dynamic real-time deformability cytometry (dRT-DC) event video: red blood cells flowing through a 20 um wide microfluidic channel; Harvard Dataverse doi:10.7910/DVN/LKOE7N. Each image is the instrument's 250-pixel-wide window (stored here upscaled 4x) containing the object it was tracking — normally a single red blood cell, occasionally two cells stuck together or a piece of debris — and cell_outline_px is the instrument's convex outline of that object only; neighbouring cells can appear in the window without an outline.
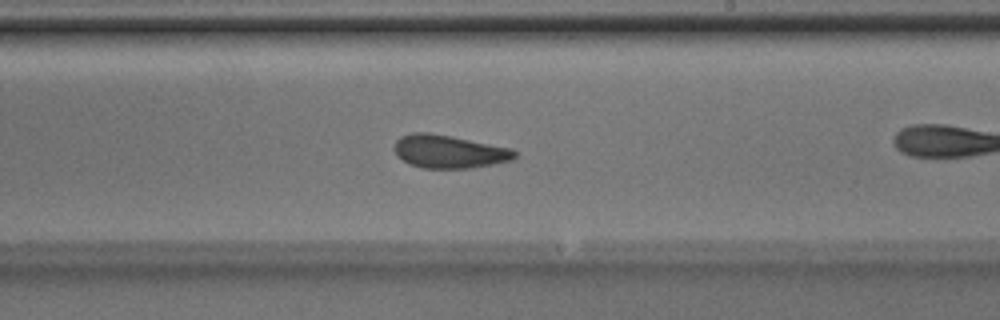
{"species": "Egyptian fruit bat (a non-hibernating species)", "species_latin": "Rousettus aegyptiacus", "temperature_condition": "room temperature", "stored_images_in_passage": 50, "camera_frame_rate_fps": 3000, "um_per_image_px": 0.085, "animal": {"sex": "male"}, "frame": {"image": 1, "passage_image": 29, "time_ms": 9.333, "image_size_px": [1000, 320], "cell_outline_px": [[520, 156], [512, 160], [492, 164], [468, 168], [420, 168], [408, 164], [396, 156], [396, 140], [400, 136], [412, 132], [428, 132], [452, 136], [512, 148]], "centroid_in_image_um": [38.18, 12.88], "position_along_channel_um": 250.8, "area_um2": 23.41}}
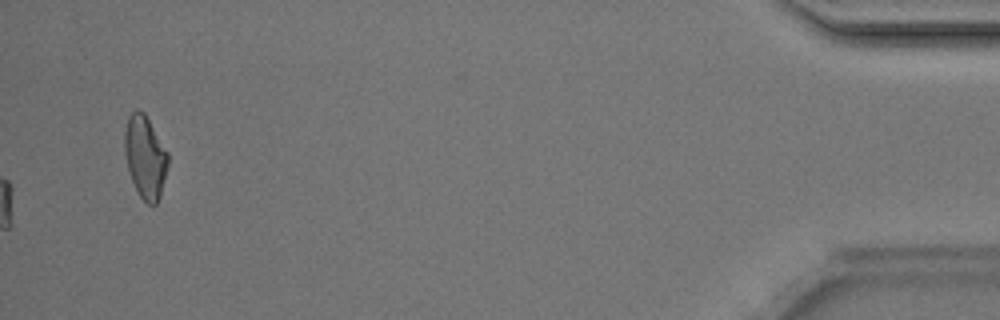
{"frame": {"image": 2, "passage_image": 50, "time_ms": 16.333, "image_size_px": [1000, 320], "cell_outline_px": [[168, 164], [160, 196], [156, 204], [148, 204], [140, 196], [132, 180], [128, 168], [124, 152], [124, 132], [128, 116], [136, 108], [144, 112], [168, 152]], "centroid_in_image_um": [12.33, 13.31], "position_along_channel_um": 422.9, "area_um2": 20.75}, "authors_computed_cell_mechanics": {"area_um2": 23.3223, "velocity_mm_per_s": 4.1922, "shape_relaxation_time_tau1_ms": 3.3935, "shape_relaxation_time_tau2_ms": 1.6533, "deformation_change_tau1": 0.1099, "deformation_change_tau2": 0.0772}}